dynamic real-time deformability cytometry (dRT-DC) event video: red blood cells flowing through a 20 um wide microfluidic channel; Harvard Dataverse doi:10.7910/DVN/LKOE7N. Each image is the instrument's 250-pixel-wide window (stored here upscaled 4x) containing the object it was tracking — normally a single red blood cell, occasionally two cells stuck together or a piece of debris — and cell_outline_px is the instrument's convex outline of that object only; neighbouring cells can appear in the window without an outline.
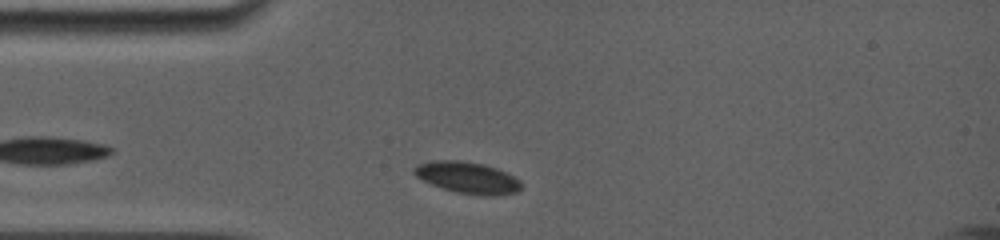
{"species": "common noctule bat (a hibernating species)", "species_latin": "Nyctalus noctula", "temperature_condition": "room temperature", "stored_images_in_passage": 40, "camera_frame_rate_fps": 5000, "um_per_image_px": 0.085, "animal": {"sex": "female", "body_mass_g": 19.0, "forearm_length_mm": 56.7}, "frame": {"image": 1, "passage_image": 6, "time_ms": 1.0, "image_size_px": [1000, 240], "cell_outline_px": [[520, 188], [516, 192], [492, 196], [488, 196], [456, 192], [432, 184], [416, 176], [412, 172], [412, 168], [416, 164], [432, 160], [460, 160], [484, 164], [496, 168], [520, 180]], "centroid_in_image_um": [39.69, 15.08], "position_along_channel_um": 45.3, "area_um2": 19.54}}
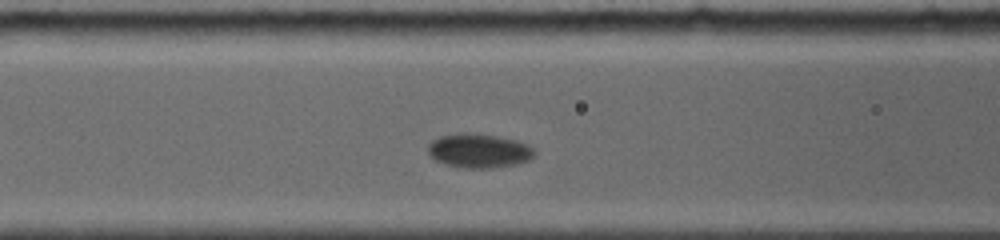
{"frame": {"image": 2, "passage_image": 22, "time_ms": 3.6, "image_size_px": [1000, 240], "cell_outline_px": [[532, 156], [528, 160], [516, 164], [492, 168], [468, 168], [444, 164], [436, 160], [428, 152], [428, 144], [432, 140], [440, 136], [464, 132], [468, 132], [496, 136], [516, 140], [528, 144], [532, 148]], "centroid_in_image_um": [40.67, 12.81], "position_along_channel_um": 125.9, "area_um2": 20.98}}
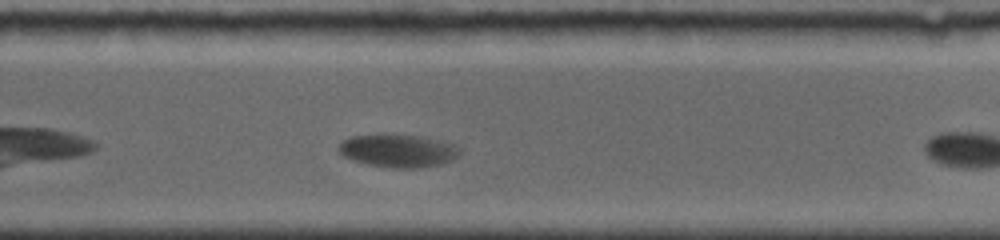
{"frame": {"image": 3, "passage_image": 39, "time_ms": 7.0, "image_size_px": [1000, 240], "cell_outline_px": [[456, 156], [452, 160], [440, 164], [424, 168], [392, 168], [368, 164], [352, 160], [344, 156], [340, 152], [340, 144], [344, 140], [352, 136], [416, 136], [452, 144], [456, 148]], "centroid_in_image_um": [33.8, 12.86], "position_along_channel_um": 296.0, "area_um2": 22.14}}